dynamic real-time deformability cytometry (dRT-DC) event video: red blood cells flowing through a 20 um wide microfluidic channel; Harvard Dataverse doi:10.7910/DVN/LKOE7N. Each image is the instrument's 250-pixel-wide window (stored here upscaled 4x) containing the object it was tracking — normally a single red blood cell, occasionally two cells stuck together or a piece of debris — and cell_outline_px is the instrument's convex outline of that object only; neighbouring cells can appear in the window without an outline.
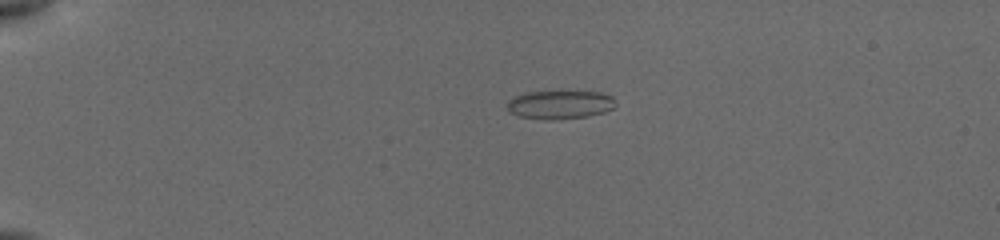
{"species": "common noctule bat (a hibernating species)", "species_latin": "Nyctalus noctula", "temperature_condition": "cold", "stored_images_in_passage": 37, "camera_frame_rate_fps": 3000, "um_per_image_px": 0.085, "animal": {"sex": "female", "body_mass_g": 19.5, "forearm_length_mm": 54.1}, "frame": {"image": 1, "passage_image": 3, "time_ms": 1.333, "image_size_px": [1000, 240], "cell_outline_px": [[616, 104], [612, 108], [604, 112], [588, 116], [552, 120], [548, 120], [520, 116], [508, 112], [508, 100], [512, 96], [524, 92], [600, 92], [612, 96], [616, 100]], "centroid_in_image_um": [47.58, 8.89], "position_along_channel_um": 37.4, "area_um2": 18.03}}
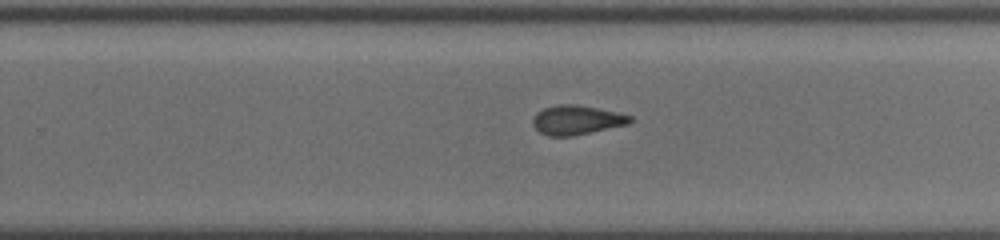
{"frame": {"image": 2, "passage_image": 21, "time_ms": 9.333, "image_size_px": [1000, 240], "cell_outline_px": [[632, 120], [628, 124], [572, 136], [548, 136], [540, 132], [532, 124], [532, 120], [536, 112], [544, 108], [556, 104], [576, 104], [616, 112], [632, 116]], "centroid_in_image_um": [48.98, 10.19], "position_along_channel_um": 280.8, "area_um2": 16.53}}
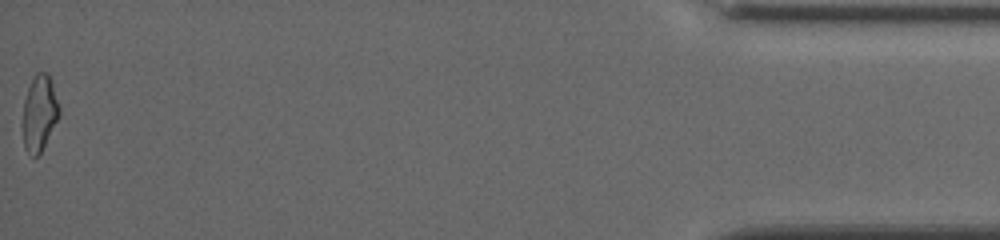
{"frame": {"image": 3, "passage_image": 37, "time_ms": 15.333, "image_size_px": [1000, 240], "cell_outline_px": [[60, 116], [40, 152], [36, 156], [32, 156], [24, 148], [24, 100], [28, 88], [36, 72], [44, 72], [52, 80], [60, 108]], "centroid_in_image_um": [3.38, 9.59], "position_along_channel_um": 431.8, "area_um2": 15.78}, "authors_computed_cell_mechanics": {"area_um2": 16.5886, "velocity_mm_per_s": 3.8454, "shape_relaxation_time_tau1_ms": 6.6366, "shape_relaxation_time_tau2_ms": 2.3078, "deformation_change_tau1": 0.1583, "deformation_change_tau2": 0.082}}